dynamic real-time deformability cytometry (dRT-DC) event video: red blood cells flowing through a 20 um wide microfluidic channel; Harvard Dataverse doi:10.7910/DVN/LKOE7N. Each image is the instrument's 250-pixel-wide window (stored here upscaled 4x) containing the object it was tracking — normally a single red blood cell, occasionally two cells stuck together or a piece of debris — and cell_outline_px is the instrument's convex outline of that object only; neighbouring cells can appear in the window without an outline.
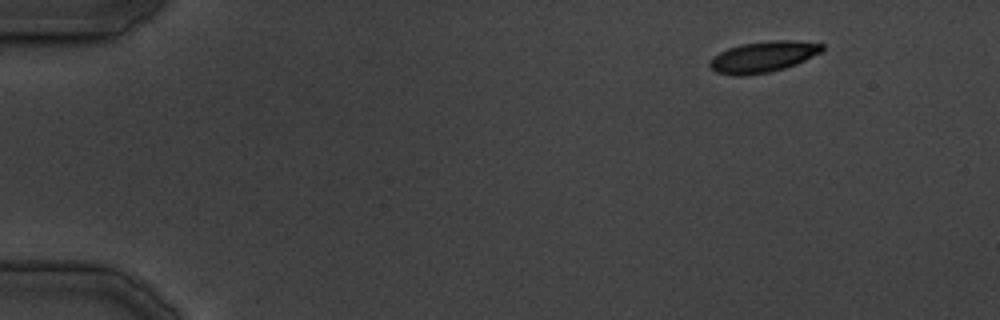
{"species": "common noctule bat (a hibernating species)", "species_latin": "Nyctalus noctula", "temperature_condition": "cold", "stored_images_in_passage": 18, "camera_frame_rate_fps": 3000, "um_per_image_px": 0.085, "animal": {"sex": "male", "body_mass_g": 19.5, "forearm_length_mm": 54.6}, "frame": {"image": 1, "passage_image": 1, "time_ms": 0.0, "image_size_px": [1000, 320], "cell_outline_px": [[824, 48], [820, 52], [796, 64], [784, 68], [768, 72], [740, 76], [736, 76], [716, 72], [708, 64], [720, 52], [728, 48], [740, 44], [772, 40], [796, 40], [824, 44]], "centroid_in_image_um": [64.88, 4.82], "position_along_channel_um": 20.1, "area_um2": 20.06}}
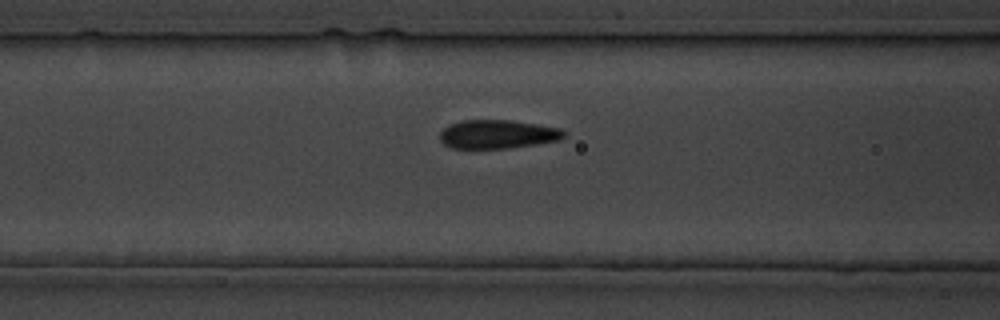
{"frame": {"image": 2, "passage_image": 13, "time_ms": 14.333, "image_size_px": [1000, 320], "cell_outline_px": [[564, 136], [560, 140], [536, 144], [508, 148], [452, 148], [444, 144], [440, 140], [440, 132], [448, 124], [460, 120], [512, 120], [560, 128], [564, 132]], "centroid_in_image_um": [42.26, 11.4], "position_along_channel_um": 124.3, "area_um2": 20.75}}
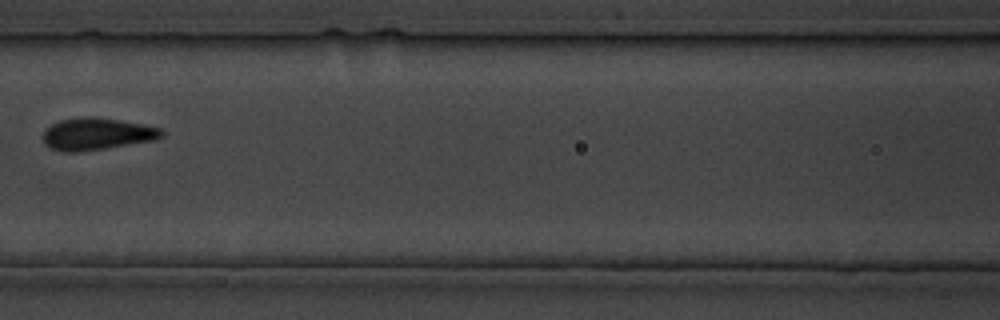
{"frame": {"image": 3, "passage_image": 15, "time_ms": 16.667, "image_size_px": [1000, 320], "cell_outline_px": [[164, 136], [156, 140], [80, 152], [60, 152], [48, 148], [44, 144], [44, 128], [60, 120], [120, 120], [160, 128], [164, 132]], "centroid_in_image_um": [8.22, 11.45], "position_along_channel_um": 158.4, "area_um2": 21.39}}